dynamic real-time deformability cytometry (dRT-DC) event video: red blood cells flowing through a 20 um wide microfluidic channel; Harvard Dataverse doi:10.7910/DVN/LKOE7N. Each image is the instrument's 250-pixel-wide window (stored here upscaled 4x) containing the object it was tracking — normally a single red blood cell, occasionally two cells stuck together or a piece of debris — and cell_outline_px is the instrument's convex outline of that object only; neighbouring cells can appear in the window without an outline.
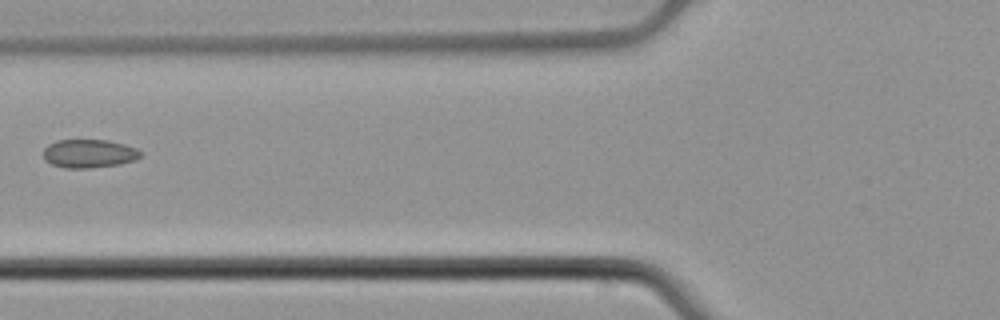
{"species": "common noctule bat (a hibernating species)", "species_latin": "Nyctalus noctula", "temperature_condition": "cold", "stored_images_in_passage": 6, "camera_frame_rate_fps": 3000, "um_per_image_px": 0.085, "animal": {"sex": "male", "body_mass_g": 21.5, "forearm_length_mm": 52.0}, "frame": {"image": 1, "passage_image": 6, "time_ms": 1.667, "image_size_px": [1000, 320], "cell_outline_px": [[144, 152], [136, 160], [120, 164], [88, 168], [64, 168], [52, 164], [44, 160], [44, 148], [48, 144], [56, 140], [108, 140], [124, 144], [136, 148]], "centroid_in_image_um": [7.58, 13.05], "position_along_channel_um": 118.2, "area_um2": 16.24}}